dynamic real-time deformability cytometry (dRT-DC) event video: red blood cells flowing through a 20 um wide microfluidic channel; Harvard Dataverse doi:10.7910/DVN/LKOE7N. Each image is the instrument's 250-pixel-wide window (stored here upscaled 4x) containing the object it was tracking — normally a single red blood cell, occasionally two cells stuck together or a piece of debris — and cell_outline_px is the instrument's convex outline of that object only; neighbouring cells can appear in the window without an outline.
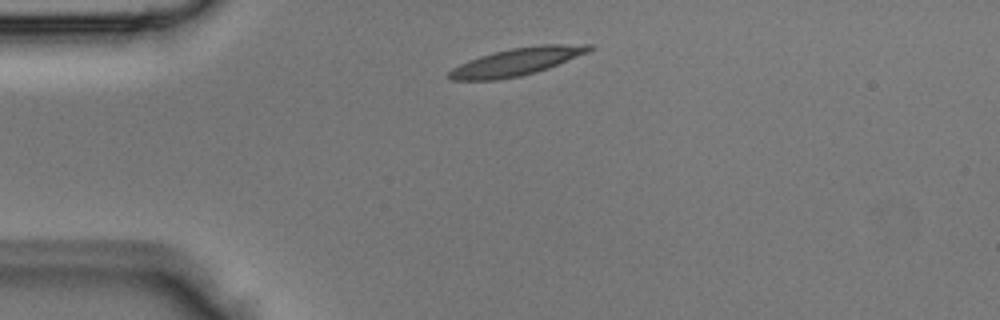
{"species": "Egyptian fruit bat (a non-hibernating species)", "species_latin": "Rousettus aegyptiacus", "temperature_condition": "room temperature", "stored_images_in_passage": 2, "camera_frame_rate_fps": 3000, "um_per_image_px": 0.085, "animal": {"sex": "male"}, "frame": {"image": 1, "passage_image": 1, "time_ms": 0.0, "image_size_px": [1000, 320], "cell_outline_px": [[592, 48], [588, 52], [548, 68], [536, 72], [520, 76], [496, 80], [452, 80], [444, 76], [452, 68], [468, 60], [480, 56], [512, 48], [540, 44], [592, 44]], "centroid_in_image_um": [43.88, 5.25], "position_along_channel_um": 41.1, "area_um2": 22.43}}